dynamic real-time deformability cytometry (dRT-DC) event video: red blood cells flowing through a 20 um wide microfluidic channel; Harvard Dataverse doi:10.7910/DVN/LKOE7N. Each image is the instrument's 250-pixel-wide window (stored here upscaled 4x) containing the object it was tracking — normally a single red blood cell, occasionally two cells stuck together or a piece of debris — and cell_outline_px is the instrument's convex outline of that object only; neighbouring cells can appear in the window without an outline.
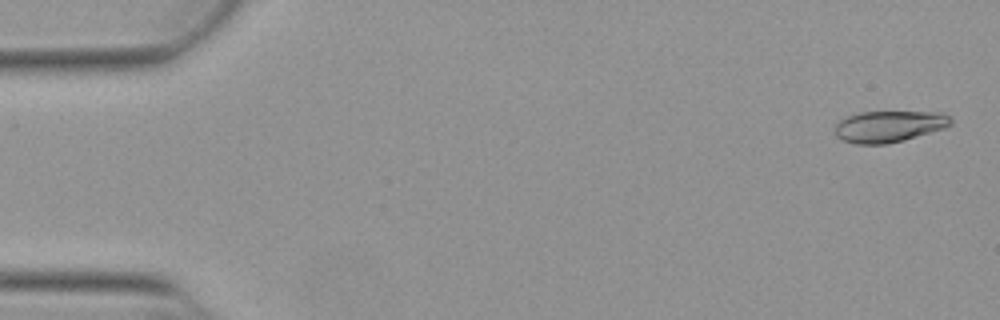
{"species": "Egyptian fruit bat (a non-hibernating species)", "species_latin": "Rousettus aegyptiacus", "temperature_condition": "warm", "stored_images_in_passage": 52, "camera_frame_rate_fps": 3000, "um_per_image_px": 0.085, "animal": {"sex": "female"}, "frame": {"image": 1, "passage_image": 2, "time_ms": 0.333, "image_size_px": [1000, 320], "cell_outline_px": [[952, 124], [944, 128], [904, 140], [888, 144], [856, 144], [844, 140], [836, 136], [836, 124], [840, 120], [848, 116], [860, 112], [940, 112], [948, 116], [952, 120]], "centroid_in_image_um": [75.57, 10.74], "position_along_channel_um": 9.4, "area_um2": 21.04}}
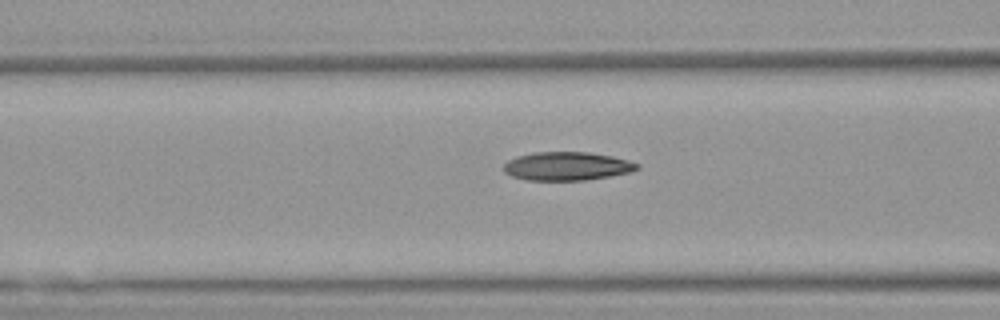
{"frame": {"image": 2, "passage_image": 21, "time_ms": 6.667, "image_size_px": [1000, 320], "cell_outline_px": [[640, 168], [628, 172], [608, 176], [584, 180], [524, 180], [512, 176], [504, 172], [500, 168], [508, 160], [516, 156], [536, 152], [588, 152], [612, 156], [628, 160], [640, 164]], "centroid_in_image_um": [48.14, 14.12], "position_along_channel_um": 118.5, "area_um2": 22.2}}
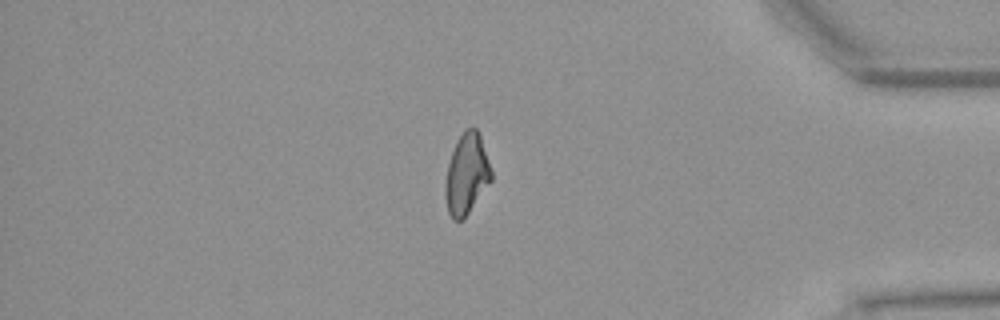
{"frame": {"image": 3, "passage_image": 45, "time_ms": 14.667, "image_size_px": [1000, 320], "cell_outline_px": [[492, 180], [468, 212], [460, 220], [452, 220], [448, 212], [444, 196], [444, 184], [448, 164], [456, 140], [464, 128], [476, 128], [480, 132], [492, 172]], "centroid_in_image_um": [39.65, 14.76], "position_along_channel_um": 395.6, "area_um2": 21.73}, "authors_computed_cell_mechanics": {"area_um2": 21.8195, "velocity_mm_per_s": 3.8617, "shape_relaxation_time_tau1_ms": 6.683, "shape_relaxation_time_tau2_ms": 3.4393, "deformation_change_tau1": 0.2031, "deformation_change_tau2": 0.0799}}